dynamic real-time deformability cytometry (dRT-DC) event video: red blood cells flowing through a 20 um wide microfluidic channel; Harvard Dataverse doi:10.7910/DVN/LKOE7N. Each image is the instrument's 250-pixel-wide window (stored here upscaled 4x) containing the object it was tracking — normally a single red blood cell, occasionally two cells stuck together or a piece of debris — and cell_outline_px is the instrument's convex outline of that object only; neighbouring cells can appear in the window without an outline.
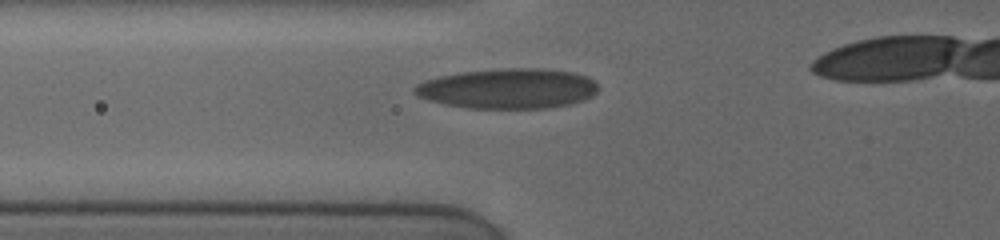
{"species": "human", "species_latin": "Homo sapiens", "temperature_condition": "cold", "stored_images_in_passage": 3, "camera_frame_rate_fps": 3000, "um_per_image_px": 0.085, "donor": {"sex": "female"}, "frame": {"image": 1, "passage_image": 3, "time_ms": 1.667, "image_size_px": [1000, 240], "cell_outline_px": [[596, 92], [592, 96], [584, 100], [572, 104], [548, 108], [472, 108], [448, 104], [428, 100], [412, 92], [412, 88], [416, 84], [424, 80], [440, 76], [460, 72], [500, 68], [544, 68], [572, 72], [588, 76], [596, 84]], "centroid_in_image_um": [43.18, 7.52], "position_along_channel_um": 82.6, "area_um2": 43.0}}